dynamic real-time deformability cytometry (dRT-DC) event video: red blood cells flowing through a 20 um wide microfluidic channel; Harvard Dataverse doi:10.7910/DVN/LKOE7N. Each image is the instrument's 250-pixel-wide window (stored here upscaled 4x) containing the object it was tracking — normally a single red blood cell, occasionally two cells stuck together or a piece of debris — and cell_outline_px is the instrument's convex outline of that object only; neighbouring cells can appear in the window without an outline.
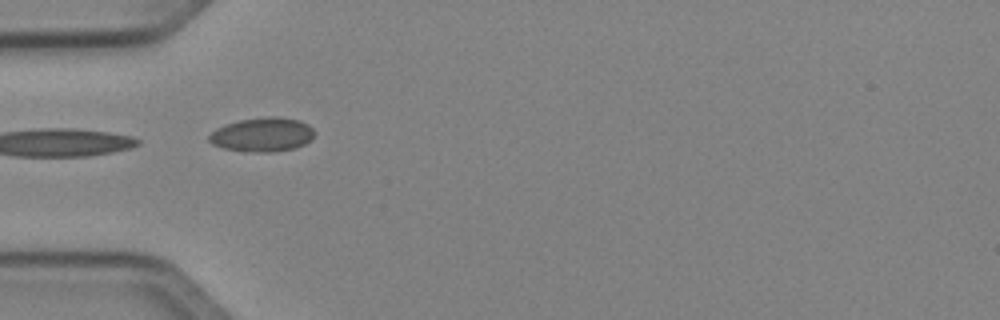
{"species": "Egyptian fruit bat (a non-hibernating species)", "species_latin": "Rousettus aegyptiacus", "temperature_condition": "cold", "stored_images_in_passage": 23, "camera_frame_rate_fps": 3000, "um_per_image_px": 0.085, "animal": {"sex": "female"}, "frame": {"image": 1, "passage_image": 1, "time_ms": 0.0, "image_size_px": [1000, 320], "cell_outline_px": [[316, 132], [312, 140], [296, 148], [272, 152], [244, 152], [224, 148], [212, 144], [208, 140], [208, 136], [216, 128], [224, 124], [240, 120], [268, 116], [280, 116], [300, 120], [308, 124]], "centroid_in_image_um": [22.32, 11.44], "position_along_channel_um": 62.7, "area_um2": 21.33}}